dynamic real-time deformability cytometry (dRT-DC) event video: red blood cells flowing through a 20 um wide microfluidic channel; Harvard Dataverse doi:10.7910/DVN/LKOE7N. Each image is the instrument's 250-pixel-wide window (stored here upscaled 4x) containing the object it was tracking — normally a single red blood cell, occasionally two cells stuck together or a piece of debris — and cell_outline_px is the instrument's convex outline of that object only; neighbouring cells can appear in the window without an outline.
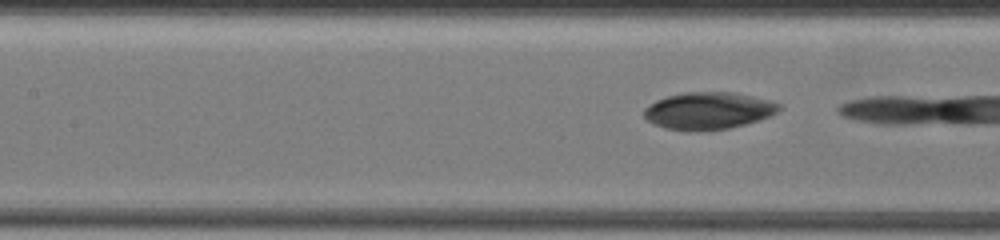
{"species": "common noctule bat (a hibernating species)", "species_latin": "Nyctalus noctula", "temperature_condition": "warm", "stored_images_in_passage": 8, "camera_frame_rate_fps": 3000, "um_per_image_px": 0.085, "animal": {"sex": "female", "body_mass_g": 19.5, "forearm_length_mm": 54.1}, "frame": {"image": 1, "passage_image": 7, "time_ms": 2.0, "image_size_px": [1000, 240], "cell_outline_px": [[780, 108], [776, 112], [768, 116], [744, 124], [728, 128], [704, 132], [684, 132], [664, 128], [652, 124], [644, 116], [644, 108], [656, 100], [668, 96], [684, 92], [732, 92], [780, 104]], "centroid_in_image_um": [60.11, 9.44], "position_along_channel_um": 147.3, "area_um2": 29.13}}